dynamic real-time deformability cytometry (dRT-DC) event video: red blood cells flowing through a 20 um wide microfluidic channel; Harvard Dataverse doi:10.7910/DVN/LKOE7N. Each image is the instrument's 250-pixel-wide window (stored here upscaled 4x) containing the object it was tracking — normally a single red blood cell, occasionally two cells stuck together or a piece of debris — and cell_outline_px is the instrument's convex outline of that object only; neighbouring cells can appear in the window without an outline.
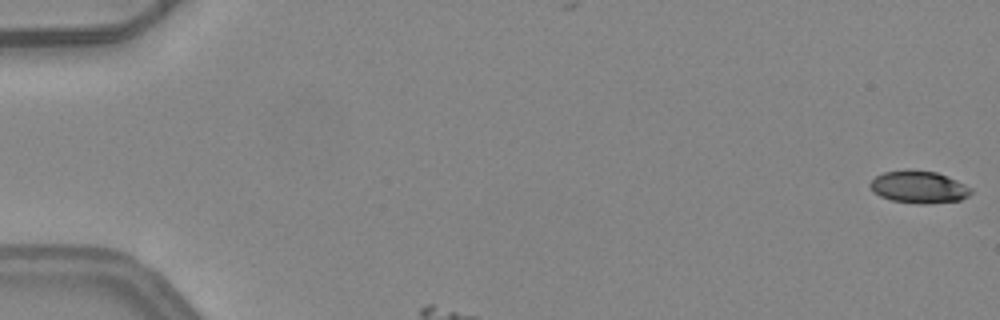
{"species": "common noctule bat (a hibernating species)", "species_latin": "Nyctalus noctula", "temperature_condition": "warm", "stored_images_in_passage": 3, "camera_frame_rate_fps": 3000, "um_per_image_px": 0.085, "animal": {"sex": "female", "body_mass_g": 24.6, "forearm_length_mm": 56.2}, "frame": {"image": 1, "passage_image": 1, "time_ms": 0.0, "image_size_px": [1000, 320], "cell_outline_px": [[972, 192], [968, 196], [960, 200], [928, 204], [920, 204], [892, 200], [880, 196], [872, 192], [868, 184], [876, 176], [884, 172], [908, 168], [936, 172], [956, 180], [972, 188]], "centroid_in_image_um": [78.07, 15.88], "position_along_channel_um": 6.9, "area_um2": 19.19}}